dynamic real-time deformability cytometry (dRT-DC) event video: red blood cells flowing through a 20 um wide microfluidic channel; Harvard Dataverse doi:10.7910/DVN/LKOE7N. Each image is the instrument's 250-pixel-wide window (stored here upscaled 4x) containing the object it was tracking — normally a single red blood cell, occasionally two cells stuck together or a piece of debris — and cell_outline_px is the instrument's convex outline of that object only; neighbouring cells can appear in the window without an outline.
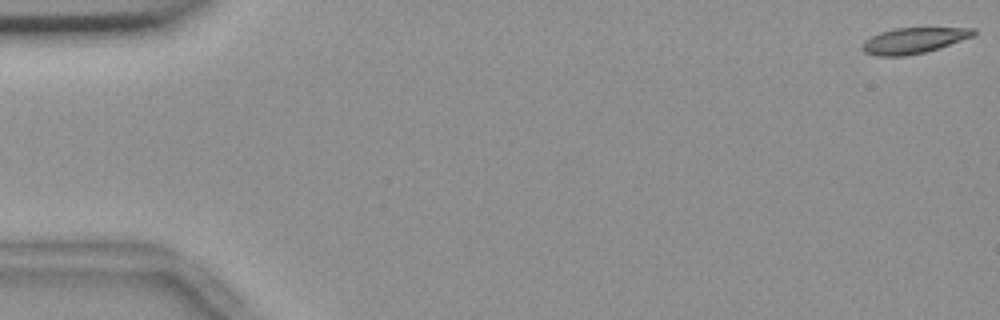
{"species": "common noctule bat (a hibernating species)", "species_latin": "Nyctalus noctula", "temperature_condition": "room temperature", "stored_images_in_passage": 56, "camera_frame_rate_fps": 3000, "um_per_image_px": 0.085, "animal": {"sex": "female", "body_mass_g": 18.4}, "frame": {"image": 1, "passage_image": 1, "time_ms": 0.0, "image_size_px": [1000, 320], "cell_outline_px": [[976, 32], [972, 36], [924, 52], [904, 56], [876, 56], [864, 52], [860, 48], [860, 44], [864, 40], [880, 32], [892, 28], [976, 28]], "centroid_in_image_um": [77.56, 3.44], "position_along_channel_um": 7.4, "area_um2": 16.53}}
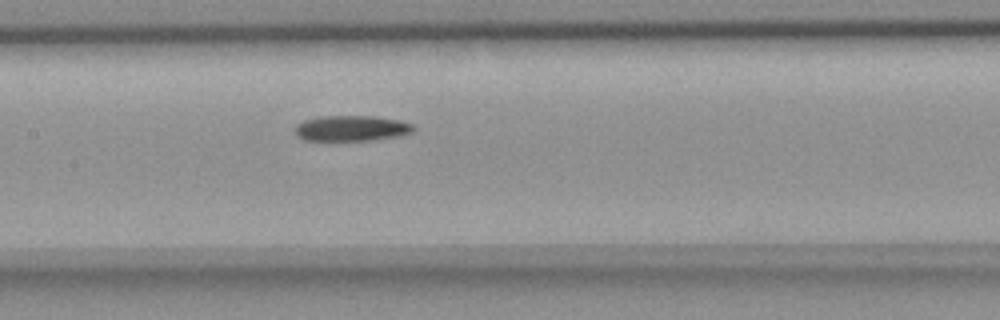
{"frame": {"image": 2, "passage_image": 27, "time_ms": 8.667, "image_size_px": [1000, 320], "cell_outline_px": [[416, 128], [412, 132], [404, 136], [372, 140], [304, 140], [296, 136], [296, 124], [304, 120], [320, 116], [376, 116], [400, 120], [412, 124]], "centroid_in_image_um": [29.92, 10.9], "position_along_channel_um": 177.5, "area_um2": 17.86}}
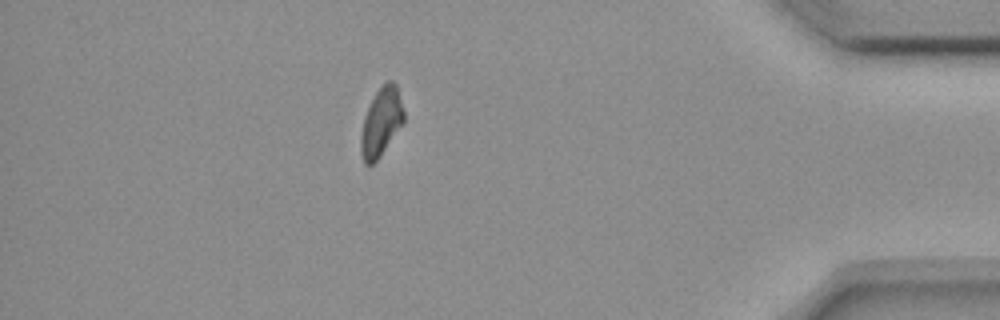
{"frame": {"image": 3, "passage_image": 49, "time_ms": 16.0, "image_size_px": [1000, 320], "cell_outline_px": [[404, 124], [380, 156], [372, 164], [364, 164], [360, 152], [360, 136], [364, 116], [376, 92], [388, 80], [392, 80], [396, 84], [404, 112]], "centroid_in_image_um": [32.4, 10.4], "position_along_channel_um": 402.8, "area_um2": 17.11}, "authors_computed_cell_mechanics": {"area_um2": 17.7735, "velocity_mm_per_s": 3.6689, "shape_relaxation_time_tau1_ms": 7.1683, "shape_relaxation_time_tau2_ms": null, "deformation_change_tau1": 0.1501, "deformation_change_tau2": null}}